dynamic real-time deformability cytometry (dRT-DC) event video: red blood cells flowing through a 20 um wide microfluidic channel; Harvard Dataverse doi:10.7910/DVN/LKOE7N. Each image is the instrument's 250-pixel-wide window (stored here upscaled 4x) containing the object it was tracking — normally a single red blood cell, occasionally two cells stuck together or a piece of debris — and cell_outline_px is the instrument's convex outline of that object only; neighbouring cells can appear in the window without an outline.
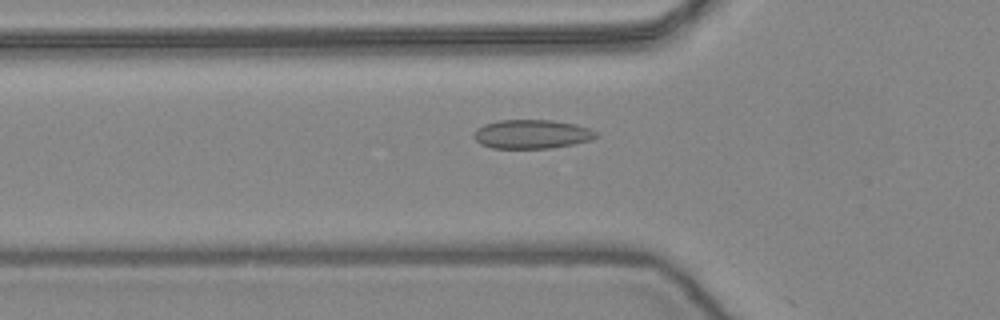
{"species": "common noctule bat (a hibernating species)", "species_latin": "Nyctalus noctula", "temperature_condition": "warm", "stored_images_in_passage": 53, "camera_frame_rate_fps": 3000, "um_per_image_px": 0.085, "animal": {"sex": "female", "body_mass_g": 24.6, "forearm_length_mm": 56.2}, "frame": {"image": 1, "passage_image": 18, "time_ms": 5.667, "image_size_px": [1000, 320], "cell_outline_px": [[600, 136], [592, 140], [552, 148], [492, 148], [480, 144], [472, 136], [476, 128], [484, 124], [496, 120], [552, 120], [576, 124], [600, 132]], "centroid_in_image_um": [45.22, 11.4], "position_along_channel_um": 80.6, "area_um2": 20.92}}
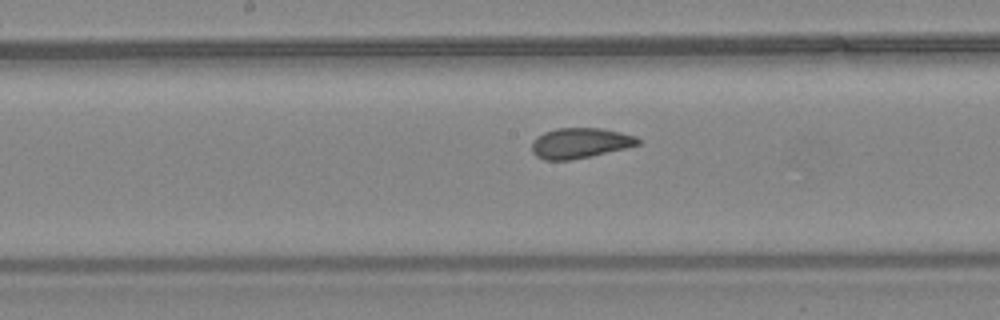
{"frame": {"image": 2, "passage_image": 27, "time_ms": 8.667, "image_size_px": [1000, 320], "cell_outline_px": [[640, 144], [592, 156], [572, 160], [544, 160], [536, 156], [532, 152], [532, 140], [536, 136], [544, 132], [556, 128], [600, 128], [620, 132], [636, 136], [640, 140]], "centroid_in_image_um": [49.26, 12.16], "position_along_channel_um": 198.9, "area_um2": 18.84}}
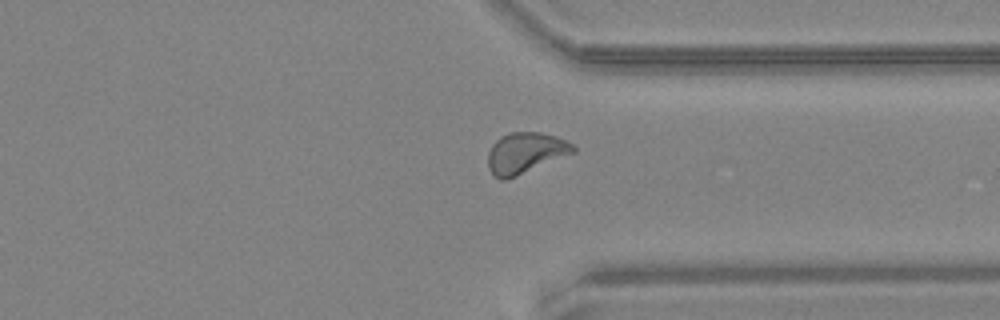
{"frame": {"image": 3, "passage_image": 40, "time_ms": 13.0, "image_size_px": [1000, 320], "cell_outline_px": [[576, 152], [508, 180], [500, 180], [492, 176], [488, 168], [488, 152], [492, 144], [500, 136], [508, 132], [540, 132], [556, 136], [572, 144], [576, 148]], "centroid_in_image_um": [44.62, 13.02], "position_along_channel_um": 366.8, "area_um2": 20.69}, "authors_computed_cell_mechanics": {"area_um2": 19.9988, "velocity_mm_per_s": 3.8999, "shape_relaxation_time_tau1_ms": 5.9723, "shape_relaxation_time_tau2_ms": 1.3337, "deformation_change_tau1": 0.1291, "deformation_change_tau2": 0.0446}}